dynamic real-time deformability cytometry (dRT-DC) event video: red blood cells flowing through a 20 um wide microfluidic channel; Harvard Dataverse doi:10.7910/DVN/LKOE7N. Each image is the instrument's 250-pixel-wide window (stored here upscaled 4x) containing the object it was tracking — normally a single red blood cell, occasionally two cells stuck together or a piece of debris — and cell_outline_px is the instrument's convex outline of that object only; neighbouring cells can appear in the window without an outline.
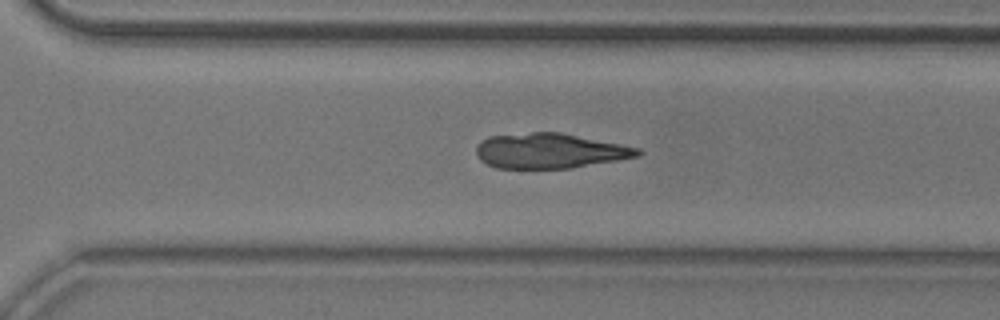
{"species": "common noctule bat (a hibernating species)", "species_latin": "Nyctalus noctula", "temperature_condition": "room temperature", "stored_images_in_passage": 40, "camera_frame_rate_fps": 3000, "um_per_image_px": 0.085, "animal": {"sex": "male", "body_mass_g": 20.5, "forearm_length_mm": 52.5}, "frame": {"image": 1, "passage_image": 25, "time_ms": 8.0, "image_size_px": [1000, 320], "cell_outline_px": [[644, 152], [640, 156], [572, 168], [496, 168], [480, 160], [476, 156], [476, 144], [480, 140], [488, 136], [532, 132], [560, 132], [640, 148]], "centroid_in_image_um": [46.71, 12.82], "position_along_channel_um": 323.9, "area_um2": 33.18}}
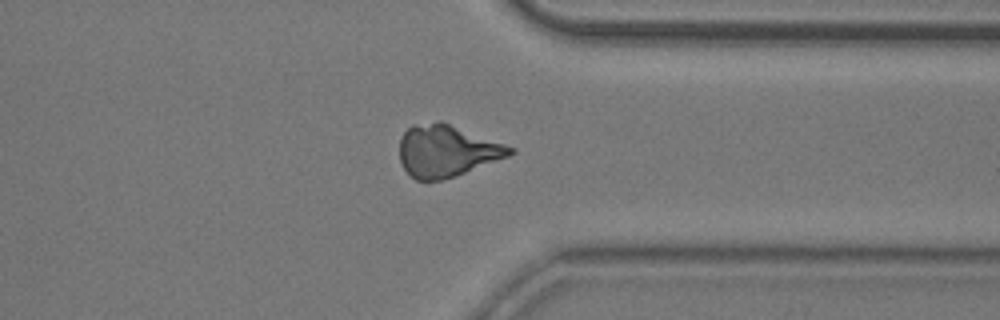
{"frame": {"image": 2, "passage_image": 29, "time_ms": 9.333, "image_size_px": [1000, 320], "cell_outline_px": [[516, 152], [508, 156], [456, 176], [440, 180], [416, 180], [404, 168], [400, 160], [400, 140], [404, 132], [412, 124], [436, 120], [440, 120], [516, 148]], "centroid_in_image_um": [37.97, 12.8], "position_along_channel_um": 373.4, "area_um2": 33.35}}
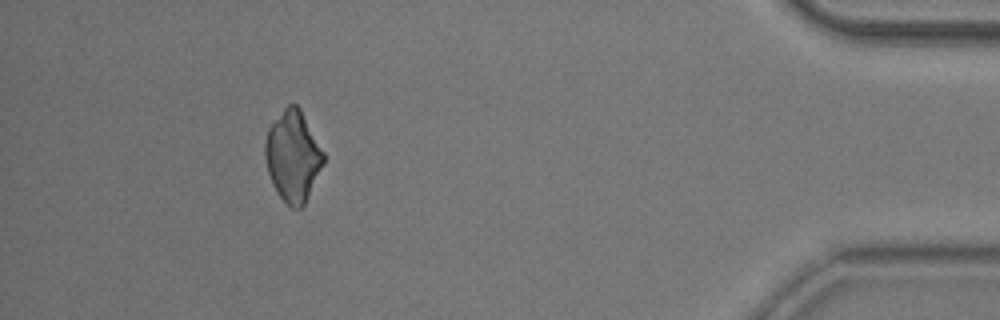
{"frame": {"image": 3, "passage_image": 36, "time_ms": 11.667, "image_size_px": [1000, 320], "cell_outline_px": [[324, 164], [304, 204], [300, 208], [292, 208], [280, 196], [272, 184], [268, 172], [264, 156], [264, 144], [268, 128], [284, 108], [288, 104], [296, 104], [300, 108], [324, 152]], "centroid_in_image_um": [24.89, 13.26], "position_along_channel_um": 410.3, "area_um2": 30.69}}